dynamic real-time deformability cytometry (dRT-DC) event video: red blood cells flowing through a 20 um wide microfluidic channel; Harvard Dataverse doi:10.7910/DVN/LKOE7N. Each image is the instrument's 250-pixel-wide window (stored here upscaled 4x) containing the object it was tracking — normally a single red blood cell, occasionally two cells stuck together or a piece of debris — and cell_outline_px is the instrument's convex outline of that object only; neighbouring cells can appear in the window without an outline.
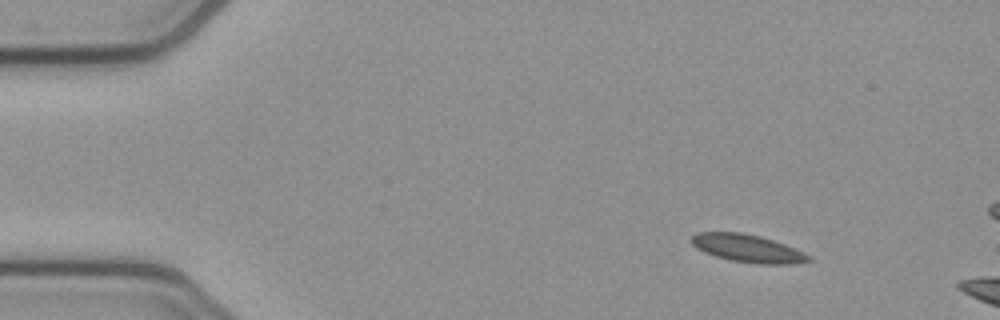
{"species": "common noctule bat (a hibernating species)", "species_latin": "Nyctalus noctula", "temperature_condition": "cold", "stored_images_in_passage": 5, "camera_frame_rate_fps": 3000, "um_per_image_px": 0.085, "animal": {"sex": "female", "body_mass_g": 21.9}, "frame": {"image": 1, "passage_image": 1, "time_ms": 0.0, "image_size_px": [1000, 320], "cell_outline_px": [[812, 260], [792, 264], [756, 264], [732, 260], [716, 256], [704, 252], [696, 248], [688, 240], [696, 232], [740, 232], [760, 236], [784, 244], [804, 252], [812, 256]], "centroid_in_image_um": [63.53, 21.11], "position_along_channel_um": 21.5, "area_um2": 19.02}}